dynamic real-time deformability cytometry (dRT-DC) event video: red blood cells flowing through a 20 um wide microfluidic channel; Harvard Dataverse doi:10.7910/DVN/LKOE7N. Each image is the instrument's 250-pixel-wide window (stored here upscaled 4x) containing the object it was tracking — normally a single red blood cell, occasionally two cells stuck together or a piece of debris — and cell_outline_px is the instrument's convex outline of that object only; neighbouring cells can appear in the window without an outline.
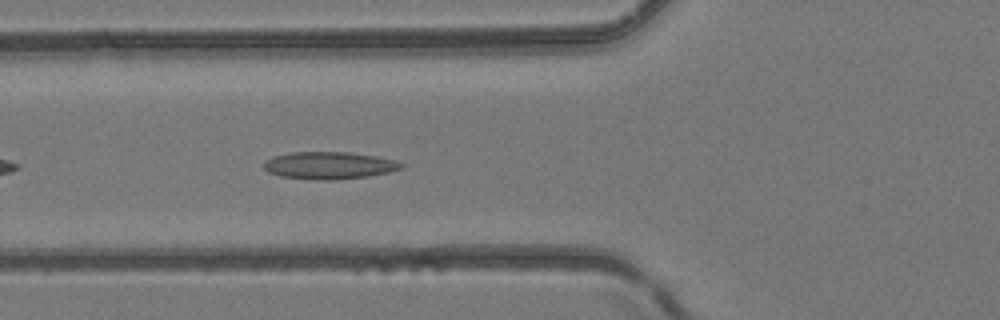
{"species": "common noctule bat (a hibernating species)", "species_latin": "Nyctalus noctula", "temperature_condition": "room temperature", "stored_images_in_passage": 36, "camera_frame_rate_fps": 3000, "um_per_image_px": 0.085, "animal": {"sex": "female", "body_mass_g": 24.6, "forearm_length_mm": 56.2}, "frame": {"image": 1, "passage_image": 5, "time_ms": 1.333, "image_size_px": [1000, 320], "cell_outline_px": [[404, 168], [388, 172], [368, 176], [332, 180], [324, 180], [280, 176], [268, 172], [264, 168], [264, 160], [272, 156], [288, 152], [348, 152], [376, 156], [396, 160], [404, 164]], "centroid_in_image_um": [27.97, 14.05], "position_along_channel_um": 97.8, "area_um2": 21.91}}
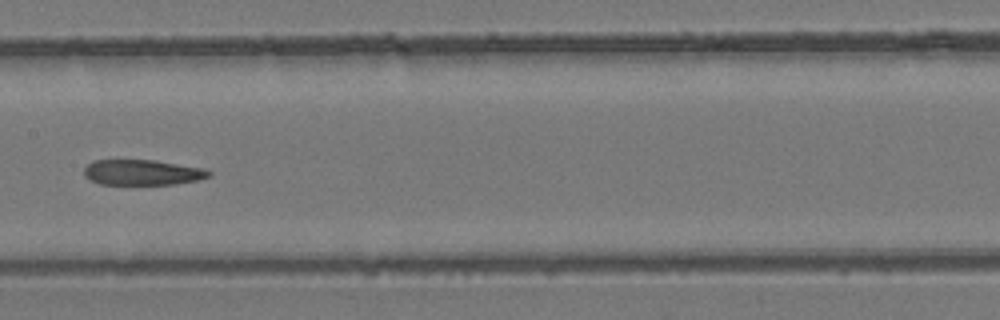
{"frame": {"image": 2, "passage_image": 12, "time_ms": 3.667, "image_size_px": [1000, 320], "cell_outline_px": [[212, 176], [196, 180], [172, 184], [100, 184], [84, 176], [84, 168], [92, 160], [156, 160], [200, 168], [212, 172]], "centroid_in_image_um": [12.07, 14.65], "position_along_channel_um": 195.3, "area_um2": 18.32}}
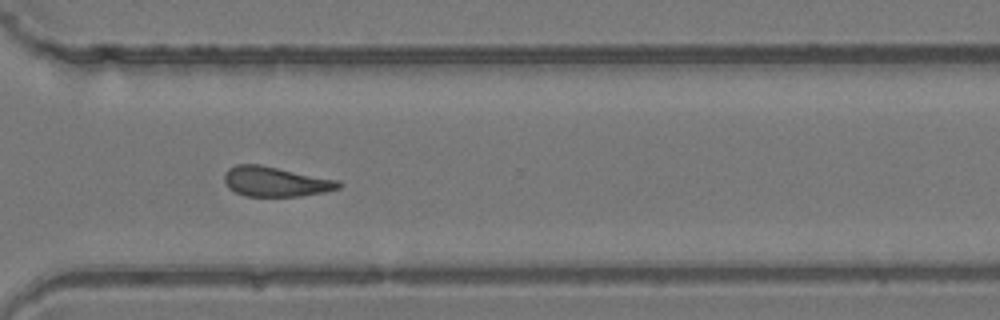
{"frame": {"image": 3, "passage_image": 23, "time_ms": 7.333, "image_size_px": [1000, 320], "cell_outline_px": [[344, 184], [340, 188], [324, 192], [300, 196], [244, 196], [228, 188], [224, 180], [224, 172], [228, 168], [236, 164], [260, 164], [340, 180]], "centroid_in_image_um": [23.43, 15.43], "position_along_channel_um": 347.2, "area_um2": 20.17}, "authors_computed_cell_mechanics": {"area_um2": 19.9699, "velocity_mm_per_s": 4.1458, "shape_relaxation_time_tau1_ms": null, "shape_relaxation_time_tau2_ms": 5.2995, "deformation_change_tau1": null, "deformation_change_tau2": 0.1654}}